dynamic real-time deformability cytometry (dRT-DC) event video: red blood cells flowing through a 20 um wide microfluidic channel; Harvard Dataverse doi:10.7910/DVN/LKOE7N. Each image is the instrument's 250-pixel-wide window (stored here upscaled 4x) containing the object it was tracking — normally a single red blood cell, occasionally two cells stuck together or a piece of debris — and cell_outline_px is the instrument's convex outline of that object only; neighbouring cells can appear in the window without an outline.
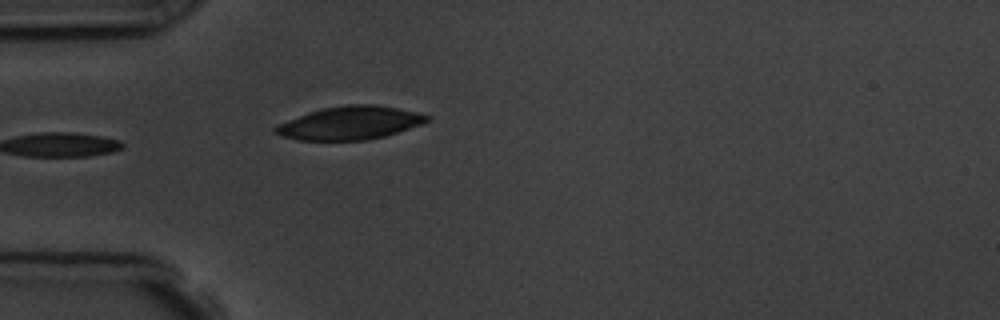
{"species": "common noctule bat (a hibernating species)", "species_latin": "Nyctalus noctula", "temperature_condition": "room temperature", "stored_images_in_passage": 1, "camera_frame_rate_fps": 3000, "um_per_image_px": 0.085, "animal": {"sex": "male", "body_mass_g": 19.5, "forearm_length_mm": 54.6}, "frame": {"image": 1, "passage_image": 1, "time_ms": 0.0, "image_size_px": [1000, 320], "cell_outline_px": [[432, 120], [384, 136], [368, 140], [300, 140], [284, 136], [272, 132], [272, 128], [288, 120], [308, 112], [320, 108], [344, 104], [376, 104], [416, 112], [432, 116]], "centroid_in_image_um": [29.75, 10.44], "position_along_channel_um": 55.3, "area_um2": 29.25}}